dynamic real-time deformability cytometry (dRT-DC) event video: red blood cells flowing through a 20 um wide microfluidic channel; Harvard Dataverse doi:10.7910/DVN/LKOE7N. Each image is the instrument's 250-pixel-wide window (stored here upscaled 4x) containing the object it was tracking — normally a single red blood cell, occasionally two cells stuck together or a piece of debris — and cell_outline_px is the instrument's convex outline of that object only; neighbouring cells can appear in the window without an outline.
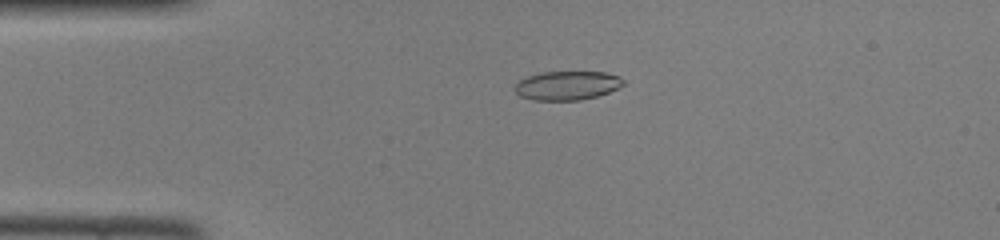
{"species": "common noctule bat (a hibernating species)", "species_latin": "Nyctalus noctula", "temperature_condition": "room temperature", "stored_images_in_passage": 46, "camera_frame_rate_fps": 3000, "um_per_image_px": 0.085, "animal": {"sex": "female", "body_mass_g": 22.0, "forearm_length_mm": 56.7}, "frame": {"image": 1, "passage_image": 10, "time_ms": 3.0, "image_size_px": [1000, 240], "cell_outline_px": [[624, 84], [608, 92], [596, 96], [580, 100], [532, 100], [520, 96], [512, 88], [520, 80], [528, 76], [544, 72], [604, 72], [620, 76], [624, 80]], "centroid_in_image_um": [48.19, 7.27], "position_along_channel_um": 36.8, "area_um2": 18.21}}
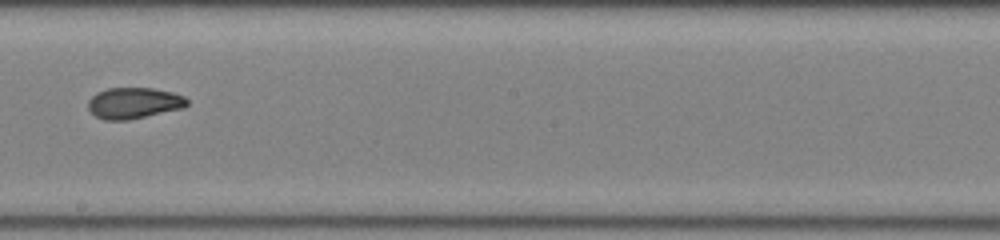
{"frame": {"image": 2, "passage_image": 26, "time_ms": 8.333, "image_size_px": [1000, 240], "cell_outline_px": [[188, 104], [184, 108], [128, 120], [104, 120], [96, 116], [88, 108], [88, 100], [96, 92], [108, 88], [152, 88], [172, 92], [184, 96], [188, 100]], "centroid_in_image_um": [11.38, 8.76], "position_along_channel_um": 236.8, "area_um2": 17.98}}
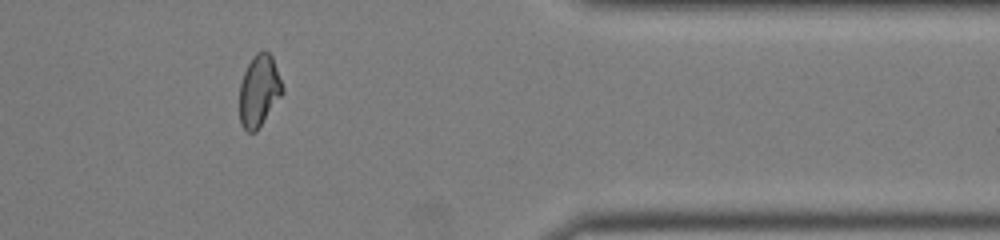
{"frame": {"image": 3, "passage_image": 38, "time_ms": 12.333, "image_size_px": [1000, 240], "cell_outline_px": [[284, 92], [256, 132], [248, 132], [240, 124], [240, 84], [244, 72], [252, 56], [256, 52], [264, 48], [272, 56], [284, 88]], "centroid_in_image_um": [22.03, 7.69], "position_along_channel_um": 389.4, "area_um2": 18.03}}